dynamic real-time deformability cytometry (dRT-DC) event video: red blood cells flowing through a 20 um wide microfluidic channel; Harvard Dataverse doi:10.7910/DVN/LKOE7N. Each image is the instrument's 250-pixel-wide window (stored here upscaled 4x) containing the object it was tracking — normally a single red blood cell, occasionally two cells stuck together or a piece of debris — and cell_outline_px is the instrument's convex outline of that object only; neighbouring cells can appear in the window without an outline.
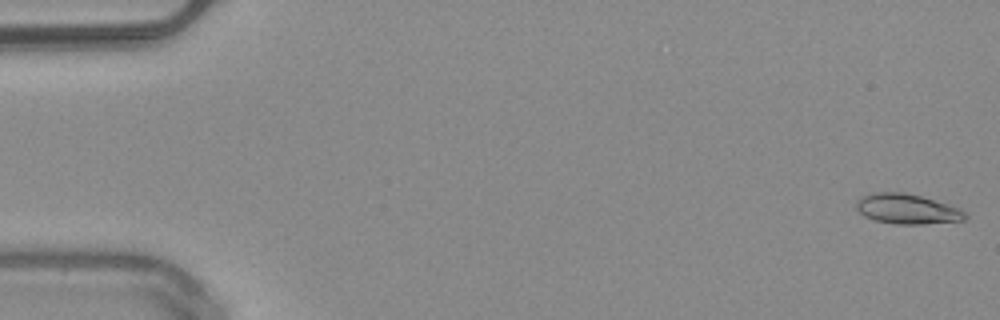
{"species": "common noctule bat (a hibernating species)", "species_latin": "Nyctalus noctula", "temperature_condition": "warm", "stored_images_in_passage": 50, "camera_frame_rate_fps": 3000, "um_per_image_px": 0.085, "animal": {"sex": "male", "body_mass_g": 20.4}, "frame": {"image": 1, "passage_image": 1, "time_ms": 0.0, "image_size_px": [1000, 320], "cell_outline_px": [[968, 216], [964, 220], [920, 224], [896, 224], [876, 220], [864, 216], [856, 208], [856, 200], [860, 196], [872, 192], [904, 192], [920, 196], [948, 204], [960, 208]], "centroid_in_image_um": [77.07, 17.75], "position_along_channel_um": 7.9, "area_um2": 19.02}}
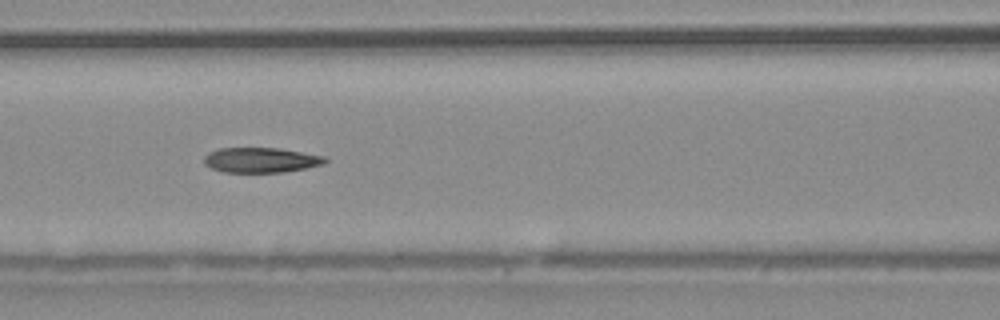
{"frame": {"image": 2, "passage_image": 22, "time_ms": 7.0, "image_size_px": [1000, 320], "cell_outline_px": [[328, 160], [324, 164], [284, 172], [224, 172], [212, 168], [204, 164], [204, 156], [208, 152], [220, 148], [280, 148], [324, 156]], "centroid_in_image_um": [22.16, 13.6], "position_along_channel_um": 144.4, "area_um2": 17.63}}
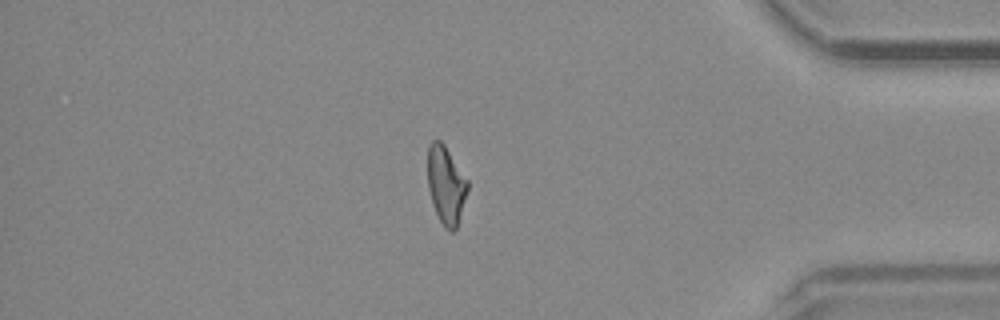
{"frame": {"image": 3, "passage_image": 43, "time_ms": 14.0, "image_size_px": [1000, 320], "cell_outline_px": [[468, 188], [456, 228], [452, 232], [444, 228], [432, 204], [428, 188], [428, 144], [432, 140], [440, 140], [444, 144], [468, 180]], "centroid_in_image_um": [37.89, 15.7], "position_along_channel_um": 397.3, "area_um2": 17.98}, "authors_computed_cell_mechanics": {"area_um2": 18.3515, "velocity_mm_per_s": 4.0654, "shape_relaxation_time_tau1_ms": null, "shape_relaxation_time_tau2_ms": 3.2138, "deformation_change_tau1": null, "deformation_change_tau2": 0.1111}}